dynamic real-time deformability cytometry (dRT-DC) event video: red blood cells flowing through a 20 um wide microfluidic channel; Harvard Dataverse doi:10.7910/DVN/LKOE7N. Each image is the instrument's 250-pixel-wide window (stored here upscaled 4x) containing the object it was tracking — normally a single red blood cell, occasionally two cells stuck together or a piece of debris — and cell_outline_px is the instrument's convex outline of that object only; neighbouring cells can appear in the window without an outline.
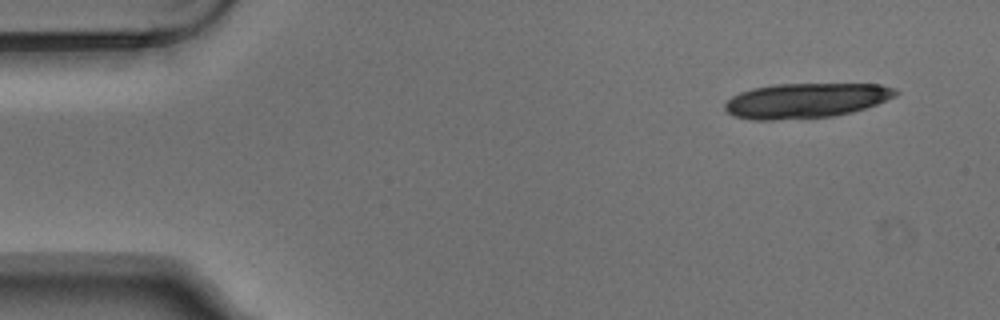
{"species": "Egyptian fruit bat (a non-hibernating species)", "species_latin": "Rousettus aegyptiacus", "temperature_condition": "warm", "stored_images_in_passage": 6, "camera_frame_rate_fps": 3000, "um_per_image_px": 0.085, "animal": {"sex": "male"}, "frame": {"image": 1, "passage_image": 1, "time_ms": 0.0, "image_size_px": [1000, 320], "cell_outline_px": [[900, 92], [896, 96], [876, 104], [852, 112], [832, 116], [772, 120], [752, 120], [732, 116], [724, 108], [724, 104], [732, 96], [740, 92], [752, 88], [772, 84], [880, 84], [896, 88]], "centroid_in_image_um": [68.49, 8.54], "position_along_channel_um": 16.5, "area_um2": 34.85}}
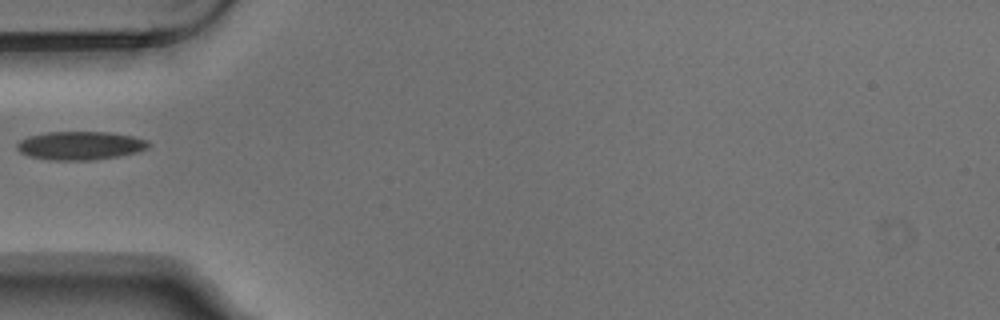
{"frame": {"image": 2, "passage_image": 5, "time_ms": 1.333, "image_size_px": [1000, 320], "cell_outline_px": [[152, 144], [148, 148], [136, 152], [116, 156], [88, 160], [52, 160], [28, 156], [20, 152], [16, 148], [16, 144], [20, 140], [28, 136], [48, 132], [108, 132], [132, 136], [148, 140]], "centroid_in_image_um": [6.81, 12.37], "position_along_channel_um": 78.2, "area_um2": 21.73}}
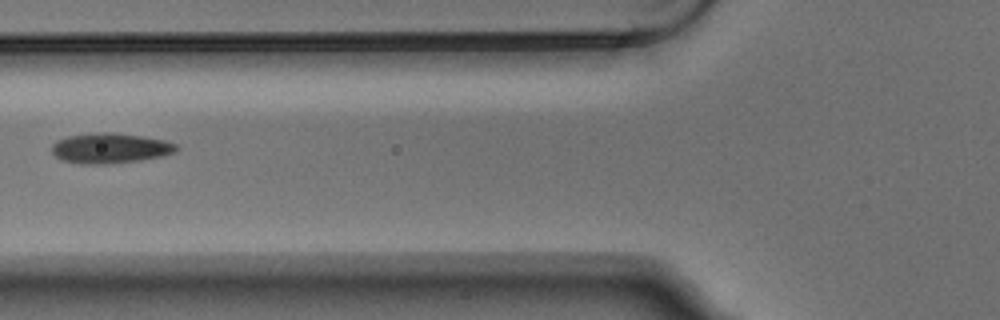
{"frame": {"image": 3, "passage_image": 6, "time_ms": 1.667, "image_size_px": [1000, 320], "cell_outline_px": [[180, 148], [176, 152], [164, 156], [140, 160], [100, 164], [80, 164], [64, 160], [56, 156], [52, 152], [52, 144], [56, 140], [68, 136], [96, 132], [112, 132], [140, 136], [164, 140], [176, 144]], "centroid_in_image_um": [9.38, 12.59], "position_along_channel_um": 116.4, "area_um2": 21.91}}